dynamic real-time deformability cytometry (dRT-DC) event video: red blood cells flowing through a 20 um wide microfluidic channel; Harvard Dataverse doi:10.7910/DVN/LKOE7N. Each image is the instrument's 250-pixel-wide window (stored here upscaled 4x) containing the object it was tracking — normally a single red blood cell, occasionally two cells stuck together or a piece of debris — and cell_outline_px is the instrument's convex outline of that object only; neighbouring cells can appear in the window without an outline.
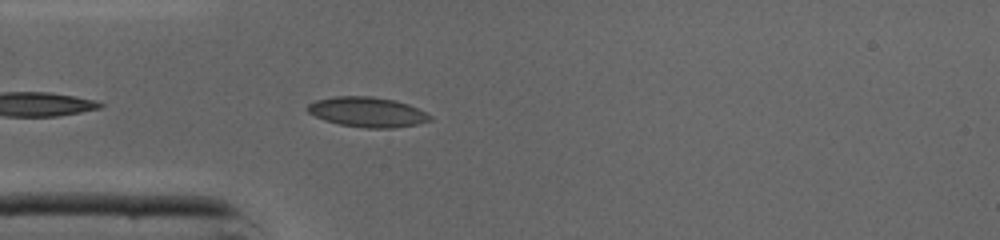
{"species": "common noctule bat (a hibernating species)", "species_latin": "Nyctalus noctula", "temperature_condition": "cold", "stored_images_in_passage": 12, "camera_frame_rate_fps": 3000, "um_per_image_px": 0.085, "animal": {"sex": "male", "body_mass_g": 19.0, "forearm_length_mm": 50.8}, "frame": {"image": 1, "passage_image": 3, "time_ms": 0.667, "image_size_px": [1000, 240], "cell_outline_px": [[432, 120], [416, 124], [392, 128], [364, 128], [340, 124], [324, 120], [308, 112], [304, 108], [308, 104], [316, 100], [336, 96], [372, 96], [396, 100], [408, 104], [432, 116]], "centroid_in_image_um": [31.2, 9.52], "position_along_channel_um": 53.8, "area_um2": 21.39}}